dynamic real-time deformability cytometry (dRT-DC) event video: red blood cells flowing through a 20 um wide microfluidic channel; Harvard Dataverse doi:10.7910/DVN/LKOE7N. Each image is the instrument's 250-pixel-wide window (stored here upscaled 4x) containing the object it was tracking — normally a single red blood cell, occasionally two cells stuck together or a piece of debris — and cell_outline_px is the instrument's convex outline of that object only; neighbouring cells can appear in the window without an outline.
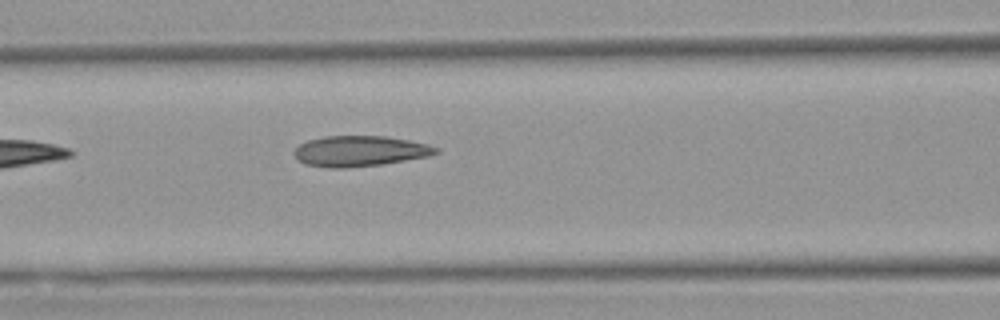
{"species": "Egyptian fruit bat (a non-hibernating species)", "species_latin": "Rousettus aegyptiacus", "temperature_condition": "warm", "stored_images_in_passage": 4, "segment_of_instrument_passage": [1, 2], "camera_frame_rate_fps": 3000, "um_per_image_px": 0.085, "animal": {"sex": "female"}, "frame": {"image": 1, "passage_image": 3, "time_ms": 2.667, "image_size_px": [1000, 320], "cell_outline_px": [[440, 152], [428, 156], [380, 164], [344, 168], [332, 168], [304, 164], [292, 152], [300, 144], [308, 140], [324, 136], [384, 136], [408, 140], [428, 144], [440, 148]], "centroid_in_image_um": [30.59, 12.83], "position_along_channel_um": 136.0, "area_um2": 25.09}}